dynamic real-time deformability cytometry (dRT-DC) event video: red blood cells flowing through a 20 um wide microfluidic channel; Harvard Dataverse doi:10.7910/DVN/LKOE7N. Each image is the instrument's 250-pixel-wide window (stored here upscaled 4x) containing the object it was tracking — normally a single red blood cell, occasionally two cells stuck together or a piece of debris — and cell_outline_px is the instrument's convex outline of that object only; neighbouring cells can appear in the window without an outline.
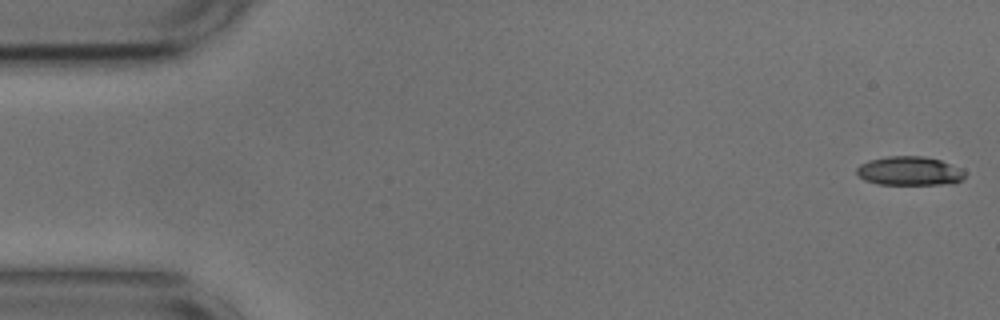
{"species": "common noctule bat (a hibernating species)", "species_latin": "Nyctalus noctula", "temperature_condition": "cold", "stored_images_in_passage": 15, "camera_frame_rate_fps": 3000, "um_per_image_px": 0.085, "animal": {"sex": "male", "body_mass_g": 17.9, "forearm_length_mm": 54.2}, "frame": {"image": 1, "passage_image": 1, "time_ms": 0.0, "image_size_px": [1000, 320], "cell_outline_px": [[964, 176], [960, 180], [952, 184], [876, 184], [864, 180], [856, 172], [856, 168], [860, 164], [868, 160], [888, 156], [924, 156], [940, 160], [964, 168]], "centroid_in_image_um": [77.31, 14.53], "position_along_channel_um": 7.7, "area_um2": 18.38}}
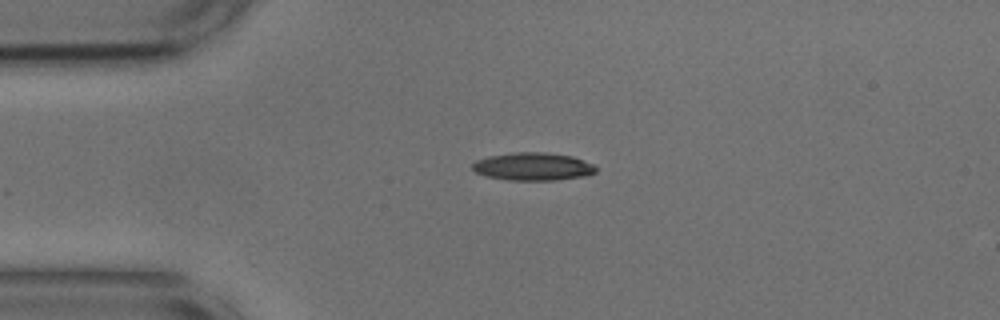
{"frame": {"image": 2, "passage_image": 12, "time_ms": 3.667, "image_size_px": [1000, 320], "cell_outline_px": [[596, 172], [588, 176], [556, 180], [508, 180], [488, 176], [476, 172], [472, 168], [472, 164], [476, 160], [488, 156], [516, 152], [540, 152], [572, 156], [596, 164]], "centroid_in_image_um": [45.35, 14.16], "position_along_channel_um": 39.6, "area_um2": 20.11}}